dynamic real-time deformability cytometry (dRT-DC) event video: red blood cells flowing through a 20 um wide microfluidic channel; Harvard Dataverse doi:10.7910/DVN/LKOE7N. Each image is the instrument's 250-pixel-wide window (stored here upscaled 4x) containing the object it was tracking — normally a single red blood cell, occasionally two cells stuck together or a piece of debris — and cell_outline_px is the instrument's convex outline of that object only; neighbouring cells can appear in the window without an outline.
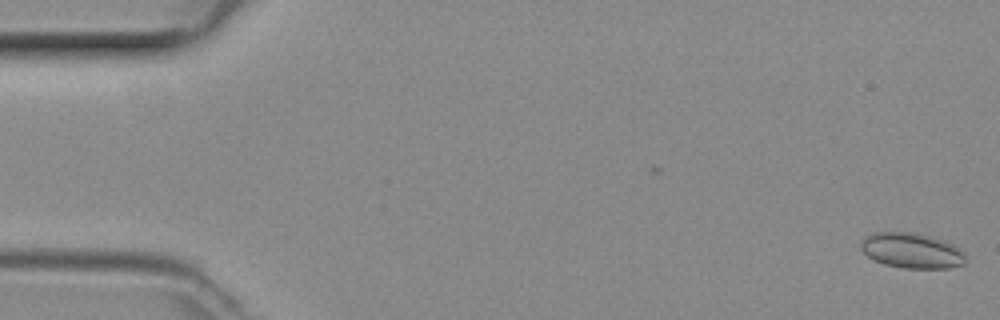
{"species": "common noctule bat (a hibernating species)", "species_latin": "Nyctalus noctula", "temperature_condition": "room temperature", "stored_images_in_passage": 13, "camera_frame_rate_fps": 3000, "um_per_image_px": 0.085, "animal": {"sex": "female", "body_mass_g": 29.2, "forearm_length_mm": 56.3}, "frame": {"image": 1, "passage_image": 1, "time_ms": 0.0, "image_size_px": [1000, 320], "cell_outline_px": [[964, 264], [948, 268], [904, 268], [884, 264], [868, 256], [860, 248], [860, 240], [864, 236], [872, 232], [912, 232], [944, 240], [960, 248], [964, 252]], "centroid_in_image_um": [77.47, 21.29], "position_along_channel_um": 7.5, "area_um2": 21.56}}